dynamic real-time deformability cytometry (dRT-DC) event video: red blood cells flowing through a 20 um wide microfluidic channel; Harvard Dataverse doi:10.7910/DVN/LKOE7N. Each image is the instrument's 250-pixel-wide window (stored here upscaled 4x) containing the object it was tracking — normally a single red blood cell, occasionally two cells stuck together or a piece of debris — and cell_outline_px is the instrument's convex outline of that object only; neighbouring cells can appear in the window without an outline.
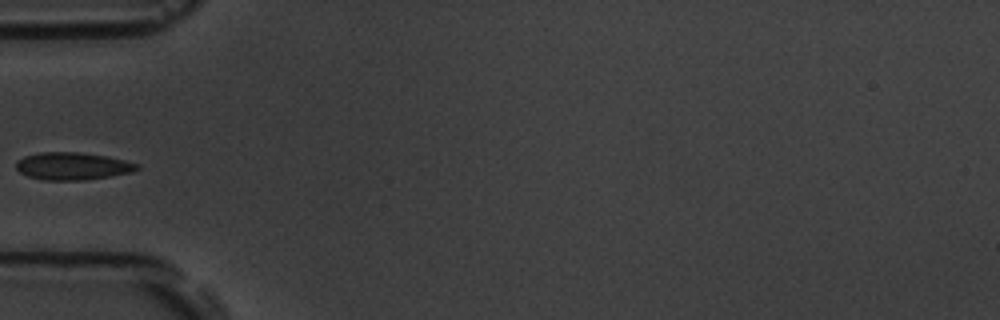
{"species": "common noctule bat (a hibernating species)", "species_latin": "Nyctalus noctula", "temperature_condition": "room temperature", "stored_images_in_passage": 37, "camera_frame_rate_fps": 3000, "um_per_image_px": 0.085, "animal": {"sex": "male", "body_mass_g": 19.5, "forearm_length_mm": 54.6}, "frame": {"image": 1, "passage_image": 1, "time_ms": 0.0, "image_size_px": [1000, 320], "cell_outline_px": [[140, 168], [132, 172], [84, 180], [44, 180], [28, 176], [20, 172], [16, 168], [16, 160], [24, 156], [40, 152], [80, 152], [108, 156], [140, 164]], "centroid_in_image_um": [6.16, 14.11], "position_along_channel_um": 78.8, "area_um2": 19.42}}
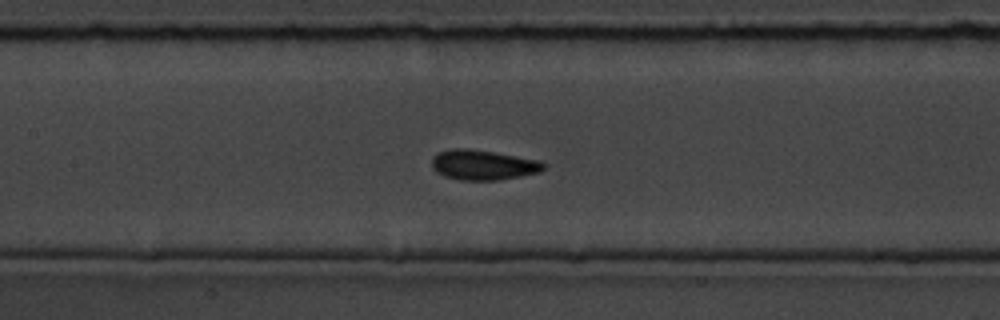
{"frame": {"image": 2, "passage_image": 8, "time_ms": 2.333, "image_size_px": [1000, 320], "cell_outline_px": [[544, 168], [540, 172], [500, 180], [460, 180], [444, 176], [436, 172], [432, 168], [432, 156], [440, 152], [452, 148], [468, 148], [540, 160], [544, 164]], "centroid_in_image_um": [41.03, 14.02], "position_along_channel_um": 166.4, "area_um2": 19.54}}
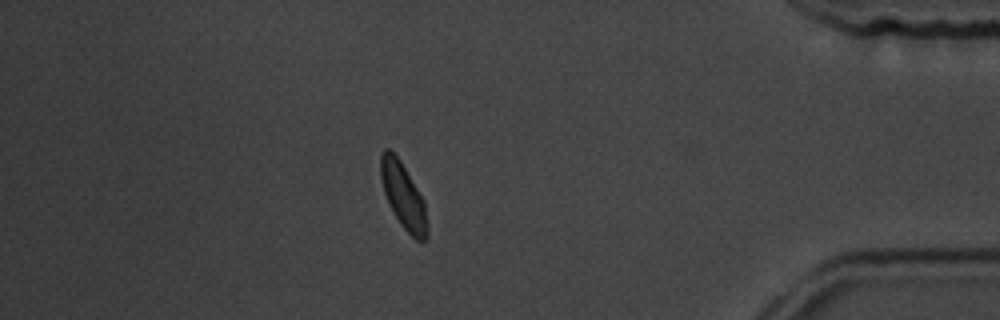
{"frame": {"image": 3, "passage_image": 30, "time_ms": 9.667, "image_size_px": [1000, 320], "cell_outline_px": [[428, 236], [424, 240], [416, 240], [400, 224], [388, 204], [384, 192], [380, 176], [380, 152], [384, 148], [388, 148], [400, 160], [424, 200], [428, 224]], "centroid_in_image_um": [34.27, 16.64], "position_along_channel_um": 400.9, "area_um2": 17.86}}